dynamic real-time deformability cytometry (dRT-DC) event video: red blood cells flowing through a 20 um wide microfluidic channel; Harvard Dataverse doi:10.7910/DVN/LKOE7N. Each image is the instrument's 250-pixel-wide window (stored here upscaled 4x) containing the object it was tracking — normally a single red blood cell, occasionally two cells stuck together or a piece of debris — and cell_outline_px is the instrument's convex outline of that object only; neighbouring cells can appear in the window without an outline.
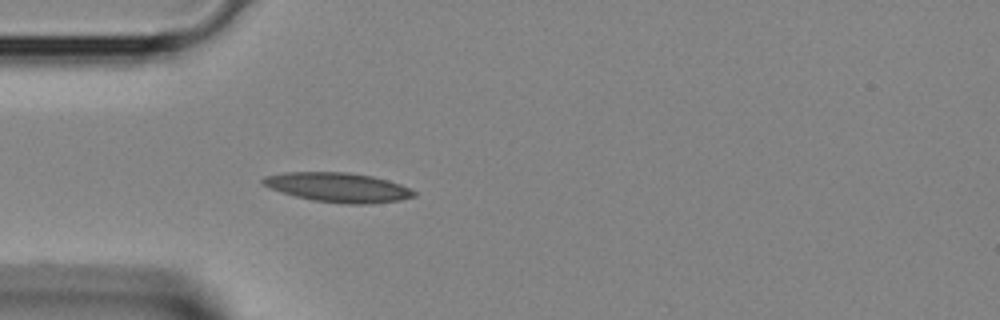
{"species": "Egyptian fruit bat (a non-hibernating species)", "species_latin": "Rousettus aegyptiacus", "temperature_condition": "room temperature", "stored_images_in_passage": 26, "camera_frame_rate_fps": 3000, "um_per_image_px": 0.085, "animal": {"sex": "female"}, "frame": {"image": 1, "passage_image": 1, "time_ms": 0.0, "image_size_px": [1000, 320], "cell_outline_px": [[416, 196], [400, 200], [368, 204], [344, 204], [312, 200], [296, 196], [260, 184], [260, 180], [264, 176], [284, 172], [348, 172], [372, 176], [388, 180], [400, 184], [416, 192]], "centroid_in_image_um": [28.73, 15.92], "position_along_channel_um": 56.3, "area_um2": 25.89}}
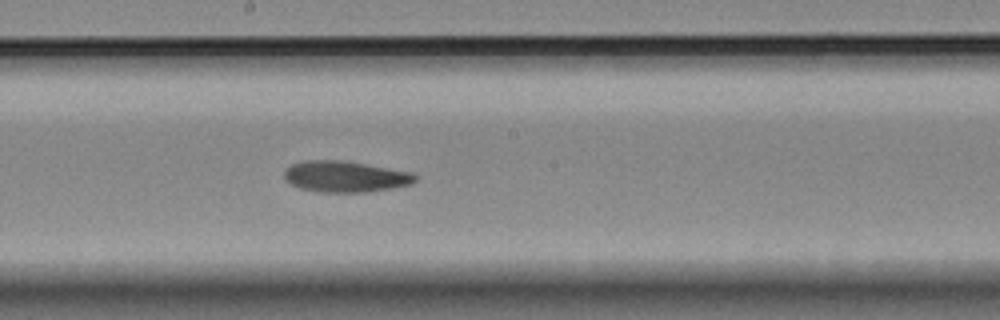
{"frame": {"image": 2, "passage_image": 11, "time_ms": 3.333, "image_size_px": [1000, 320], "cell_outline_px": [[416, 180], [412, 184], [392, 188], [368, 192], [316, 192], [300, 188], [284, 180], [284, 168], [292, 164], [304, 160], [340, 160], [412, 172], [416, 176]], "centroid_in_image_um": [29.3, 15.01], "position_along_channel_um": 218.9, "area_um2": 23.81}}
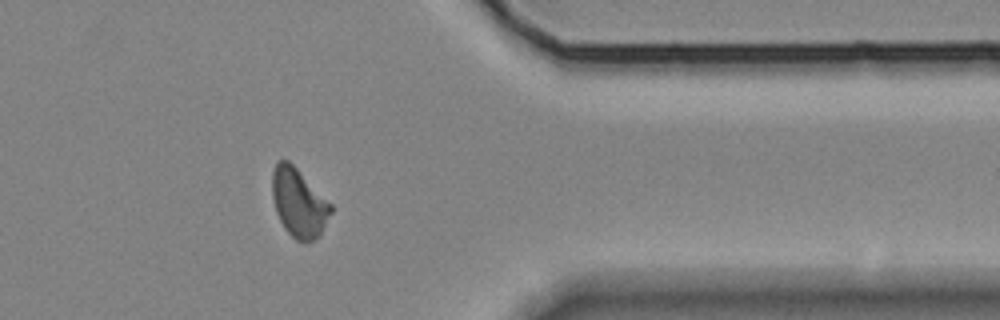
{"frame": {"image": 3, "passage_image": 22, "time_ms": 7.0, "image_size_px": [1000, 320], "cell_outline_px": [[332, 212], [320, 236], [304, 244], [296, 240], [284, 228], [276, 212], [272, 196], [272, 172], [276, 160], [288, 160], [332, 204]], "centroid_in_image_um": [25.39, 17.26], "position_along_channel_um": 386.0, "area_um2": 23.52}}